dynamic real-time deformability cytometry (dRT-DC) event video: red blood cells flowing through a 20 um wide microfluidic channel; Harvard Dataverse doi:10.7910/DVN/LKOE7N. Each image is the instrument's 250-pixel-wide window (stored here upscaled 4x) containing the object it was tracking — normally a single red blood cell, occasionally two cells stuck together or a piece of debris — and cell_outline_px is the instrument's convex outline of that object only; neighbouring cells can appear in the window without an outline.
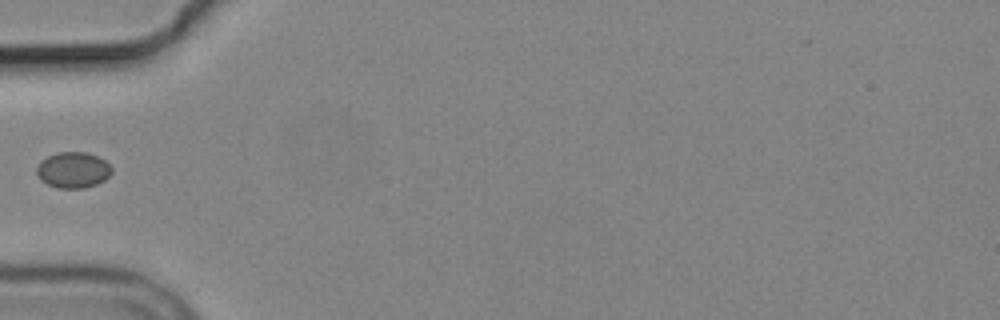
{"species": "common noctule bat (a hibernating species)", "species_latin": "Nyctalus noctula", "temperature_condition": "cold", "stored_images_in_passage": 7, "camera_frame_rate_fps": 3000, "um_per_image_px": 0.085, "animal": {"sex": "male", "body_mass_g": 19.2, "forearm_length_mm": 51.8}, "frame": {"image": 1, "passage_image": 6, "time_ms": 6.333, "image_size_px": [1000, 320], "cell_outline_px": [[112, 172], [104, 180], [96, 184], [84, 188], [56, 188], [40, 180], [36, 172], [36, 168], [40, 160], [48, 156], [60, 152], [84, 152], [96, 156], [104, 160], [112, 168]], "centroid_in_image_um": [6.18, 14.46], "position_along_channel_um": 78.8, "area_um2": 15.66}}
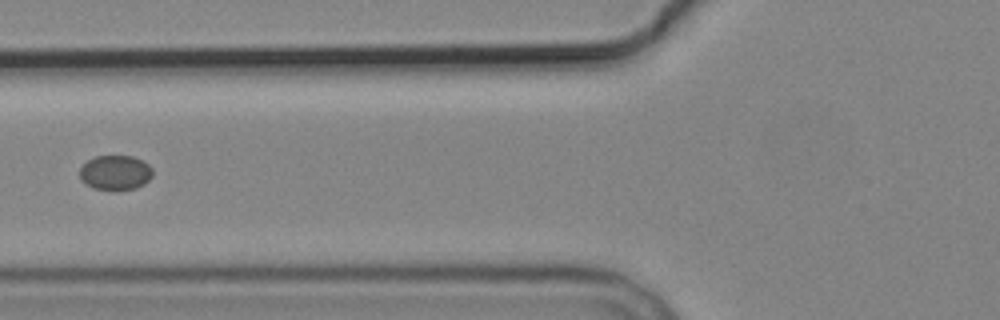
{"frame": {"image": 2, "passage_image": 7, "time_ms": 7.333, "image_size_px": [1000, 320], "cell_outline_px": [[152, 176], [144, 184], [136, 188], [112, 192], [92, 188], [80, 180], [80, 168], [88, 160], [96, 156], [132, 156], [144, 160], [152, 168]], "centroid_in_image_um": [9.8, 14.7], "position_along_channel_um": 116.0, "area_um2": 15.14}}